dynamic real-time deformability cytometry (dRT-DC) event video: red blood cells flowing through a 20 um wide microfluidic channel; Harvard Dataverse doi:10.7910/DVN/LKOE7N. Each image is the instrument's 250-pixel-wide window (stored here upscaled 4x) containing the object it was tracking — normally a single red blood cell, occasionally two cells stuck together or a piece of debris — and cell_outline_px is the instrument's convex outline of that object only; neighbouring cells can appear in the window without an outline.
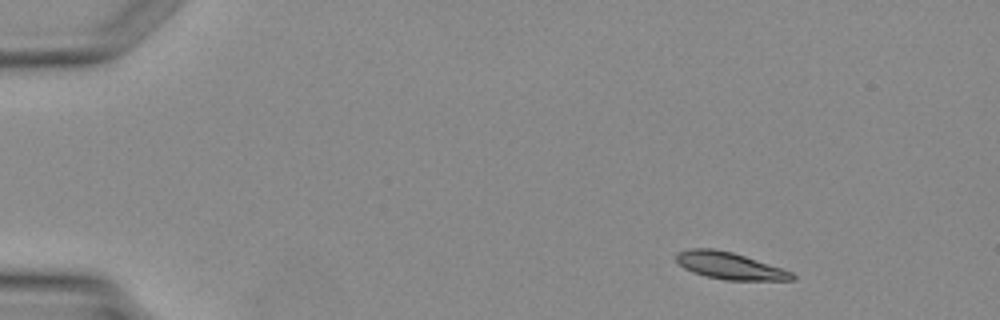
{"species": "Egyptian fruit bat (a non-hibernating species)", "species_latin": "Rousettus aegyptiacus", "temperature_condition": "warm", "stored_images_in_passage": 3, "camera_frame_rate_fps": 3000, "um_per_image_px": 0.085, "animal": {"sex": "female"}, "frame": {"image": 1, "passage_image": 1, "time_ms": 0.0, "image_size_px": [1000, 320], "cell_outline_px": [[796, 280], [724, 280], [704, 276], [692, 272], [684, 268], [676, 260], [676, 252], [692, 248], [712, 248], [732, 252], [792, 272], [796, 276]], "centroid_in_image_um": [61.99, 22.59], "position_along_channel_um": 23.0, "area_um2": 18.09}}
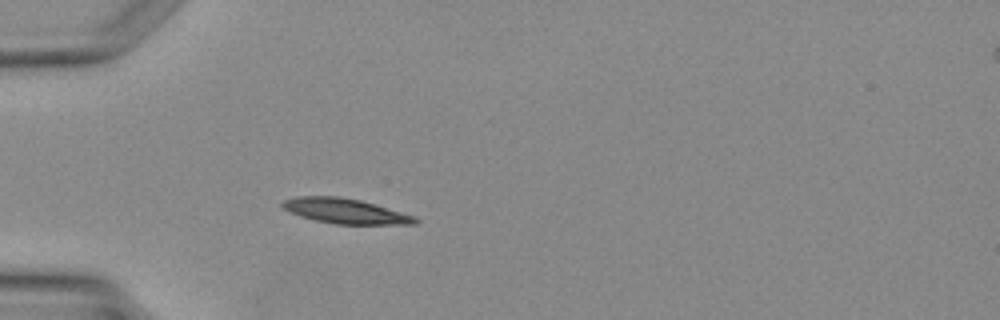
{"frame": {"image": 2, "passage_image": 3, "time_ms": 2.333, "image_size_px": [1000, 320], "cell_outline_px": [[420, 220], [416, 224], [336, 224], [316, 220], [300, 216], [284, 208], [280, 204], [284, 200], [296, 196], [340, 196], [360, 200], [416, 216]], "centroid_in_image_um": [29.37, 17.93], "position_along_channel_um": 55.6, "area_um2": 19.25}}